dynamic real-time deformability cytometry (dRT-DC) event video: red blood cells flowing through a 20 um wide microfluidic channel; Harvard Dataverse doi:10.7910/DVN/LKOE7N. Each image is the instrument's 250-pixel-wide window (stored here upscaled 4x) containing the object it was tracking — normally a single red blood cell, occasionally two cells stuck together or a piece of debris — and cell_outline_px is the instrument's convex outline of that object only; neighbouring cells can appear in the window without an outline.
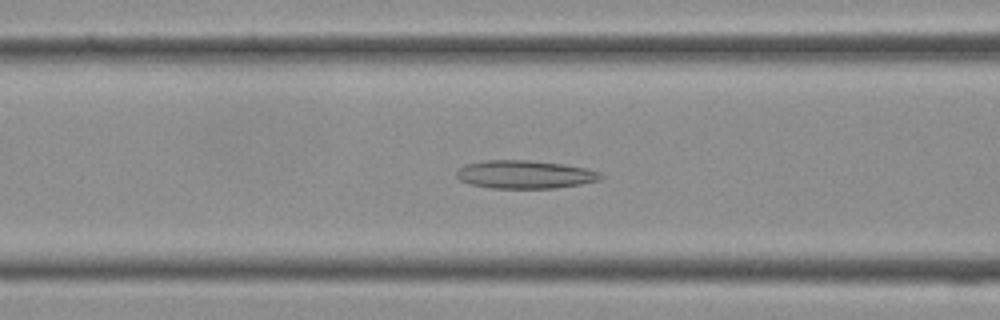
{"species": "Egyptian fruit bat (a non-hibernating species)", "species_latin": "Rousettus aegyptiacus", "temperature_condition": "cold", "stored_images_in_passage": 38, "segment_of_instrument_passage": [1, 2], "camera_frame_rate_fps": 3000, "um_per_image_px": 0.085, "frame": {"image": 1, "passage_image": 14, "time_ms": 4.333, "image_size_px": [1000, 320], "cell_outline_px": [[604, 176], [600, 180], [580, 184], [556, 188], [488, 188], [468, 184], [460, 180], [456, 176], [456, 172], [464, 164], [484, 160], [528, 160], [564, 164], [588, 168], [600, 172]], "centroid_in_image_um": [44.61, 14.83], "position_along_channel_um": 122.0, "area_um2": 23.93}}
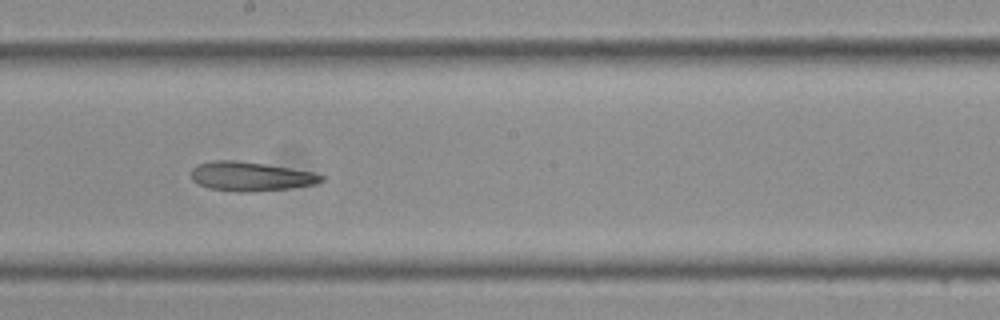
{"frame": {"image": 2, "passage_image": 20, "time_ms": 6.333, "image_size_px": [1000, 320], "cell_outline_px": [[324, 180], [316, 184], [288, 188], [244, 192], [236, 192], [212, 188], [200, 184], [192, 180], [192, 168], [196, 164], [212, 160], [236, 160], [264, 164], [312, 172], [324, 176]], "centroid_in_image_um": [21.28, 14.98], "position_along_channel_um": 226.9, "area_um2": 21.85}}
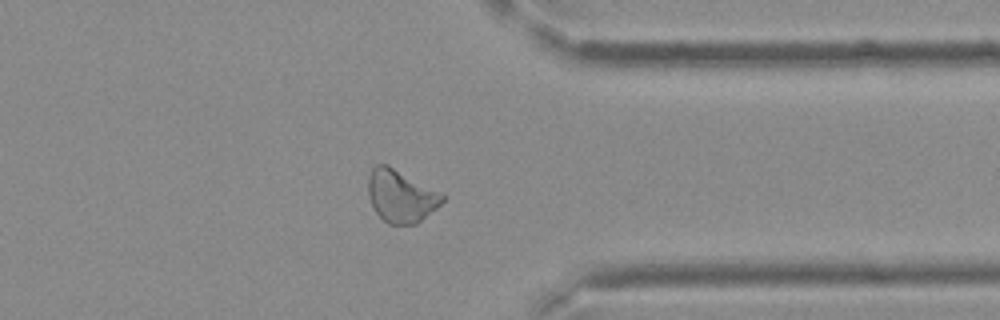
{"frame": {"image": 3, "passage_image": 29, "time_ms": 9.333, "image_size_px": [1000, 320], "cell_outline_px": [[448, 196], [436, 208], [416, 224], [388, 224], [376, 212], [368, 196], [368, 176], [372, 168], [376, 164], [388, 164], [444, 192]], "centroid_in_image_um": [34.11, 16.63], "position_along_channel_um": 377.3, "area_um2": 23.12}}